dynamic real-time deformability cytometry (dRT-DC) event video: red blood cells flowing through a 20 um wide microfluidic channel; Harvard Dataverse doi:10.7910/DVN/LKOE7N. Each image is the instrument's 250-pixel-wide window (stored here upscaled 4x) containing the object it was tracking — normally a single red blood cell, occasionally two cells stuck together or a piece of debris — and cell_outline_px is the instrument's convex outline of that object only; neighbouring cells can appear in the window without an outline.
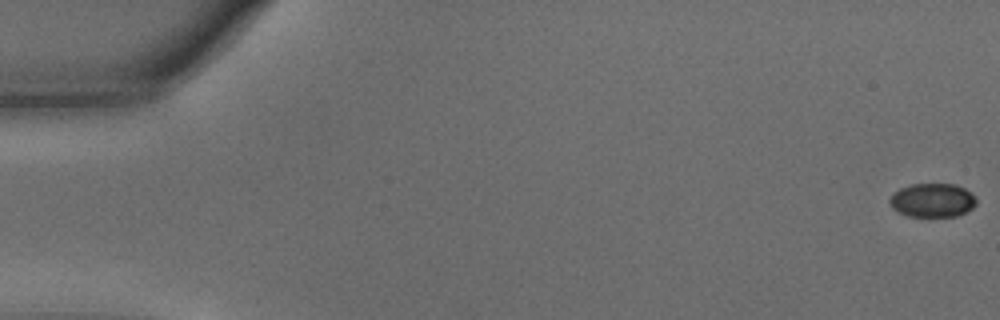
{"species": "common noctule bat (a hibernating species)", "species_latin": "Nyctalus noctula", "temperature_condition": "warm", "stored_images_in_passage": 58, "camera_frame_rate_fps": 3000, "um_per_image_px": 0.085, "animal": {"sex": "male", "body_mass_g": 15.6}, "frame": {"image": 1, "passage_image": 1, "time_ms": 0.0, "image_size_px": [1000, 320], "cell_outline_px": [[976, 204], [972, 208], [956, 216], [908, 216], [892, 208], [888, 200], [892, 192], [900, 188], [912, 184], [952, 184], [964, 188], [972, 192], [976, 196]], "centroid_in_image_um": [79.24, 17.01], "position_along_channel_um": 5.8, "area_um2": 17.11}}
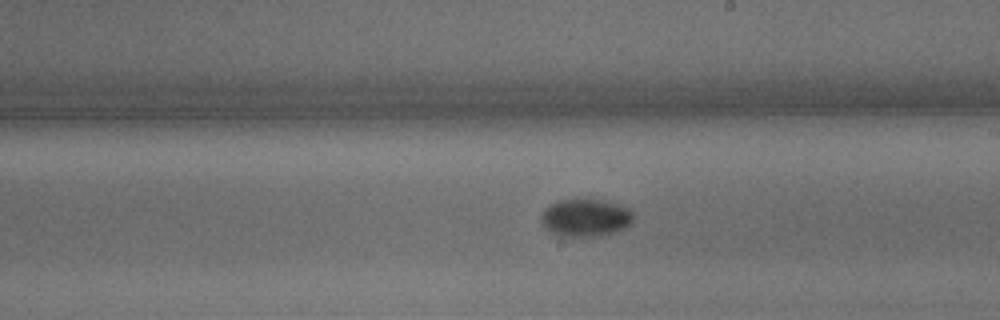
{"frame": {"image": 2, "passage_image": 34, "time_ms": 11.0, "image_size_px": [1000, 320], "cell_outline_px": [[632, 220], [624, 228], [616, 232], [596, 236], [560, 236], [552, 232], [540, 220], [540, 216], [544, 208], [548, 204], [560, 200], [600, 200], [628, 208], [632, 212]], "centroid_in_image_um": [49.73, 18.51], "position_along_channel_um": 239.3, "area_um2": 19.83}}
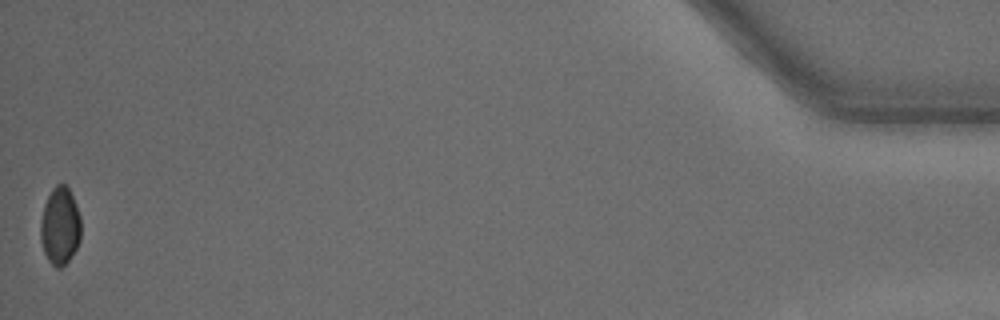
{"frame": {"image": 3, "passage_image": 58, "time_ms": 19.0, "image_size_px": [1000, 320], "cell_outline_px": [[80, 240], [76, 248], [68, 260], [60, 268], [56, 268], [48, 260], [44, 252], [40, 240], [40, 220], [44, 204], [52, 188], [56, 184], [64, 184], [68, 188], [76, 204], [80, 216]], "centroid_in_image_um": [5.08, 19.2], "position_along_channel_um": 430.1, "area_um2": 18.26}, "authors_computed_cell_mechanics": {"area_um2": 18.9584, "velocity_mm_per_s": 3.5437, "shape_relaxation_time_tau1_ms": 3.6033, "shape_relaxation_time_tau2_ms": null, "deformation_change_tau1": 0.1228, "deformation_change_tau2": null}}